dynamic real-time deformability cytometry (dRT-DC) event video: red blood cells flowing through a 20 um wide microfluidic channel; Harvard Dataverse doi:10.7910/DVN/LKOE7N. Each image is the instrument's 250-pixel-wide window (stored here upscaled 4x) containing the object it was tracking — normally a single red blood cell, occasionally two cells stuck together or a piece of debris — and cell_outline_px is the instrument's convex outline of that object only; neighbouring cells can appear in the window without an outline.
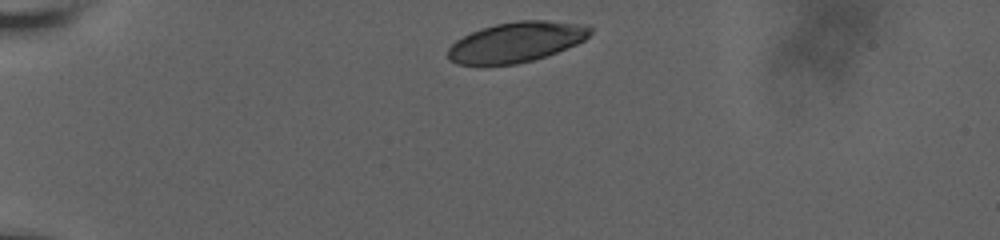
{"species": "human", "species_latin": "Homo sapiens", "temperature_condition": "room temperature", "stored_images_in_passage": 26, "camera_frame_rate_fps": 3000, "um_per_image_px": 0.085, "donor": {"sex": "male"}, "frame": {"image": 1, "passage_image": 1, "time_ms": 0.0, "image_size_px": [1000, 240], "cell_outline_px": [[592, 32], [584, 40], [576, 44], [556, 52], [532, 60], [516, 64], [480, 68], [456, 64], [448, 60], [448, 48], [456, 40], [480, 28], [496, 24], [520, 20], [544, 20], [588, 24], [592, 28]], "centroid_in_image_um": [43.83, 3.61], "position_along_channel_um": 41.2, "area_um2": 34.04}}
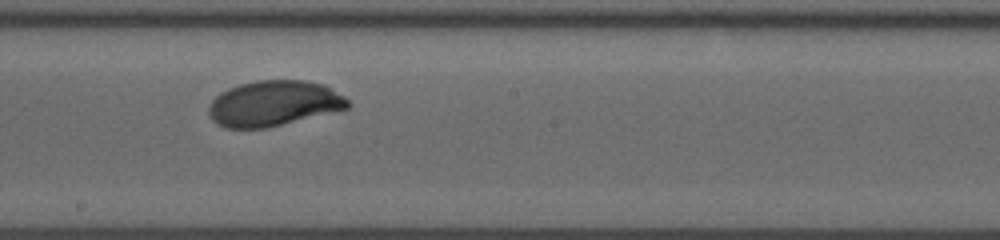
{"frame": {"image": 2, "passage_image": 15, "time_ms": 6.667, "image_size_px": [1000, 240], "cell_outline_px": [[352, 104], [348, 108], [268, 128], [224, 128], [216, 124], [208, 116], [208, 108], [212, 100], [220, 92], [228, 88], [240, 84], [256, 80], [304, 80], [324, 84], [344, 96]], "centroid_in_image_um": [23.24, 8.79], "position_along_channel_um": 225.0, "area_um2": 37.11}}
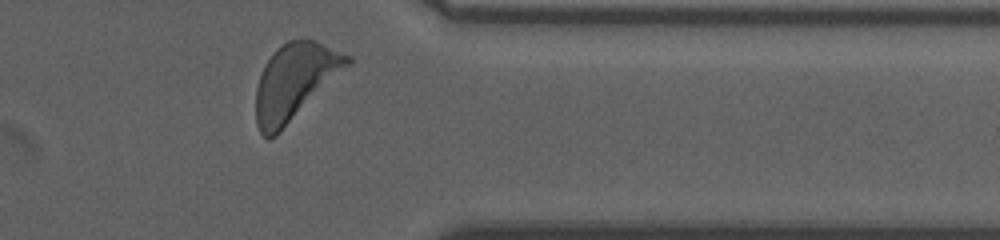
{"frame": {"image": 3, "passage_image": 25, "time_ms": 11.333, "image_size_px": [1000, 240], "cell_outline_px": [[352, 60], [276, 136], [268, 140], [260, 132], [256, 124], [256, 88], [260, 76], [268, 60], [276, 48], [288, 40], [316, 40], [352, 56]], "centroid_in_image_um": [25.01, 6.94], "position_along_channel_um": 386.4, "area_um2": 39.54}, "authors_computed_cell_mechanics": {"area_um2": 37.0209, "velocity_mm_per_s": 3.5858, "shape_relaxation_time_tau1_ms": 2.0728, "shape_relaxation_time_tau2_ms": null, "deformation_change_tau1": 0.1178, "deformation_change_tau2": null}}